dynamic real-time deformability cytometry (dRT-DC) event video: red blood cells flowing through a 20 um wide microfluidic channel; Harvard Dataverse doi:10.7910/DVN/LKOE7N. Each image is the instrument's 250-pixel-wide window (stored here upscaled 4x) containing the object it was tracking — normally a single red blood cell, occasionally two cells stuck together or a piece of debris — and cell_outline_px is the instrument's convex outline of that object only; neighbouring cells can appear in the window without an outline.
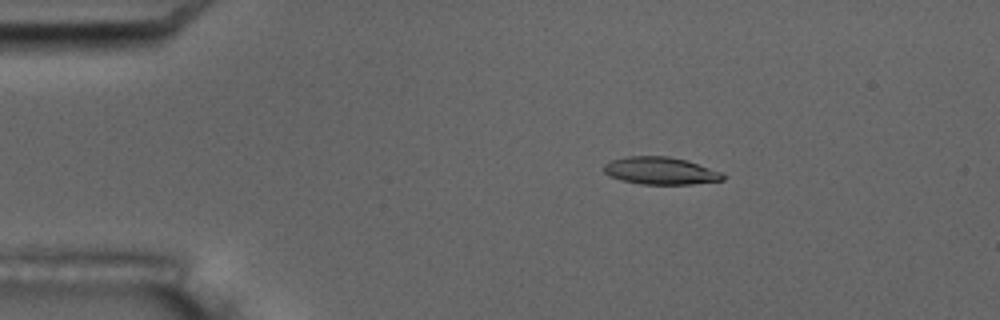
{"species": "common noctule bat (a hibernating species)", "species_latin": "Nyctalus noctula", "temperature_condition": "room temperature", "stored_images_in_passage": 6, "camera_frame_rate_fps": 3000, "um_per_image_px": 0.085, "animal": {"sex": "male", "body_mass_g": 17.5, "forearm_length_mm": 52.3}, "frame": {"image": 1, "passage_image": 4, "time_ms": 3.333, "image_size_px": [1000, 320], "cell_outline_px": [[728, 176], [724, 180], [692, 184], [640, 184], [624, 180], [612, 176], [604, 172], [604, 164], [612, 160], [628, 156], [668, 156], [688, 160], [724, 172]], "centroid_in_image_um": [56.24, 14.51], "position_along_channel_um": 28.8, "area_um2": 19.13}}